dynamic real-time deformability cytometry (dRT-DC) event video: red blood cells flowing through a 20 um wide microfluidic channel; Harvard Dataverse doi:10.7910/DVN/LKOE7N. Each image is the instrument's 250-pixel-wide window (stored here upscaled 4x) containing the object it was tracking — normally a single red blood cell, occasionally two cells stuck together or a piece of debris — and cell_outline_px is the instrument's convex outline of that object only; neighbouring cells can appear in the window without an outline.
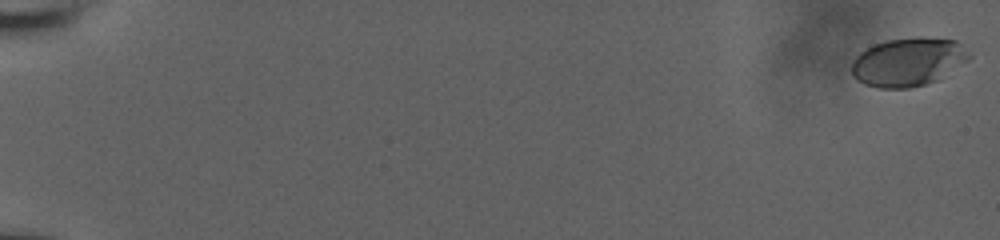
{"species": "human", "species_latin": "Homo sapiens", "temperature_condition": "room temperature", "stored_images_in_passage": 19, "camera_frame_rate_fps": 3000, "um_per_image_px": 0.085, "donor": {"sex": "male"}, "frame": {"image": 1, "passage_image": 1, "time_ms": 0.0, "image_size_px": [1000, 240], "cell_outline_px": [[972, 56], [968, 60], [940, 80], [928, 84], [908, 88], [880, 88], [864, 84], [856, 80], [852, 72], [852, 60], [860, 52], [876, 44], [888, 40], [920, 36], [956, 40]], "centroid_in_image_um": [77.21, 5.27], "position_along_channel_um": 7.8, "area_um2": 33.41}}
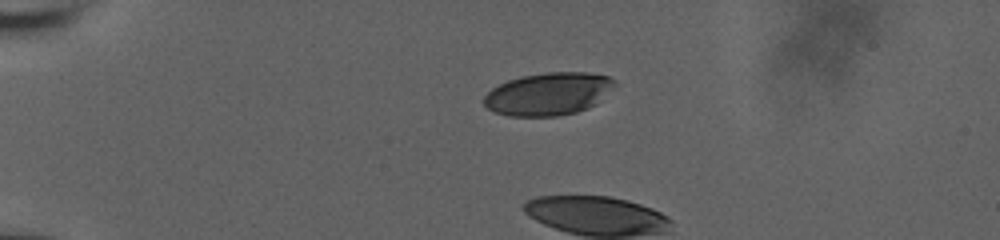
{"frame": {"image": 2, "passage_image": 16, "time_ms": 5.0, "image_size_px": [1000, 240], "cell_outline_px": [[616, 88], [596, 104], [576, 112], [556, 116], [508, 116], [492, 112], [484, 104], [484, 96], [492, 88], [508, 80], [520, 76], [548, 72], [588, 72], [608, 76], [616, 80]], "centroid_in_image_um": [46.65, 7.97], "position_along_channel_um": 38.4, "area_um2": 32.83}}